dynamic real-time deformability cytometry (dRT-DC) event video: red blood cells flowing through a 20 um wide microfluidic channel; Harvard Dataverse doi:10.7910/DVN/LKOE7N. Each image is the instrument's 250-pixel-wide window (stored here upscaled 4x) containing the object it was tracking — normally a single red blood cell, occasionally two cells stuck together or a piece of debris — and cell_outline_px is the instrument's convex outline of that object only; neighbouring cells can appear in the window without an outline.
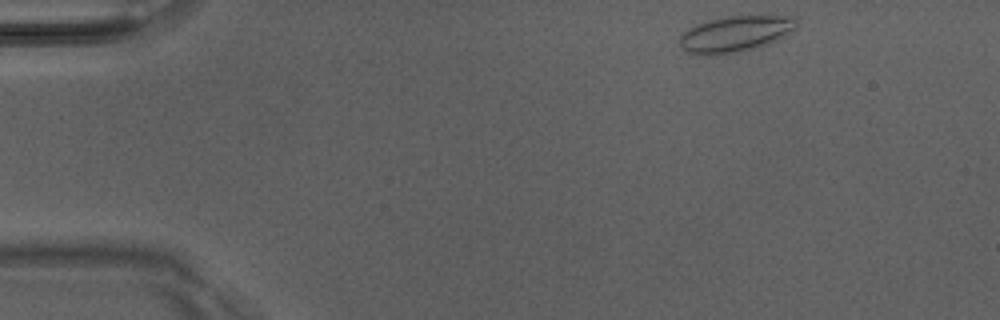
{"species": "Egyptian fruit bat (a non-hibernating species)", "species_latin": "Rousettus aegyptiacus", "temperature_condition": "room temperature", "stored_images_in_passage": 45, "camera_frame_rate_fps": 3000, "um_per_image_px": 0.085, "animal": {"sex": "male"}, "frame": {"image": 1, "passage_image": 1, "time_ms": 0.0, "image_size_px": [1000, 320], "cell_outline_px": [[796, 28], [792, 32], [768, 44], [736, 52], [716, 56], [696, 56], [680, 48], [680, 36], [688, 28], [696, 24], [712, 20], [732, 16], [796, 16]], "centroid_in_image_um": [62.47, 2.91], "position_along_channel_um": 22.5, "area_um2": 24.57}}
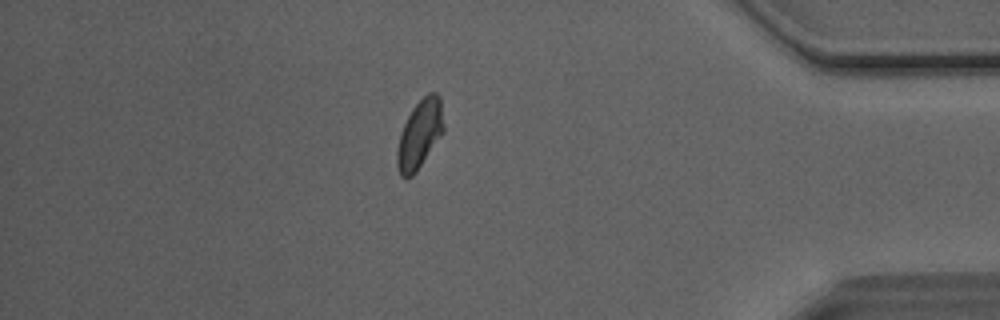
{"frame": {"image": 2, "passage_image": 38, "time_ms": 12.333, "image_size_px": [1000, 320], "cell_outline_px": [[444, 132], [416, 172], [412, 176], [400, 176], [396, 164], [396, 152], [400, 132], [412, 108], [428, 92], [436, 92], [440, 96], [444, 128]], "centroid_in_image_um": [35.67, 11.4], "position_along_channel_um": 399.5, "area_um2": 18.61}}
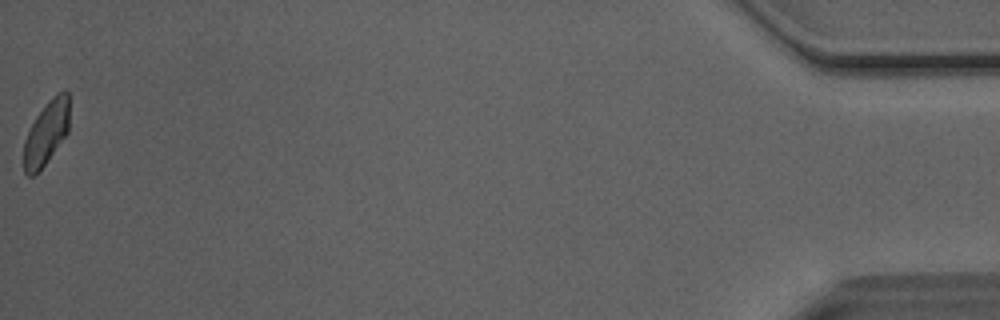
{"frame": {"image": 3, "passage_image": 45, "time_ms": 14.667, "image_size_px": [1000, 320], "cell_outline_px": [[68, 132], [40, 172], [32, 176], [28, 176], [24, 172], [24, 140], [36, 116], [52, 96], [64, 88], [68, 92]], "centroid_in_image_um": [3.93, 11.32], "position_along_channel_um": 431.3, "area_um2": 16.99}, "authors_computed_cell_mechanics": {"area_um2": 18.4382, "velocity_mm_per_s": 4.0601, "shape_relaxation_time_tau1_ms": 8.3367, "shape_relaxation_time_tau2_ms": 1.8756, "deformation_change_tau1": 0.1574, "deformation_change_tau2": 0.0553}}